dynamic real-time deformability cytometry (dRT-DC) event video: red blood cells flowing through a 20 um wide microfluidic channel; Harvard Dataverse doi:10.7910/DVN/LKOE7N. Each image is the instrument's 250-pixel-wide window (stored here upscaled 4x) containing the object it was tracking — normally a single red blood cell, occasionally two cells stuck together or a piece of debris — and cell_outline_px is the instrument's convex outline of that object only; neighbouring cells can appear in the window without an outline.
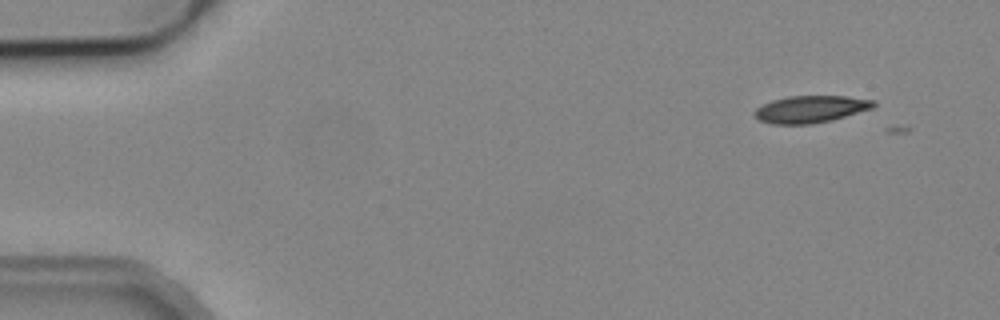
{"species": "common noctule bat (a hibernating species)", "species_latin": "Nyctalus noctula", "temperature_condition": "cold", "stored_images_in_passage": 4, "camera_frame_rate_fps": 3000, "um_per_image_px": 0.085, "animal": {"sex": "male", "body_mass_g": 19.2, "forearm_length_mm": 51.8}, "frame": {"image": 1, "passage_image": 1, "time_ms": 0.0, "image_size_px": [1000, 320], "cell_outline_px": [[876, 104], [872, 108], [832, 120], [812, 124], [772, 124], [760, 120], [752, 112], [756, 108], [772, 100], [788, 96], [844, 96], [876, 100]], "centroid_in_image_um": [68.9, 9.27], "position_along_channel_um": 16.1, "area_um2": 18.73}}